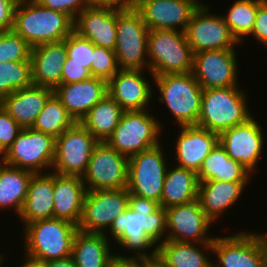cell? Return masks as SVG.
I'll return each instance as SVG.
<instances>
[{
	"mask_svg": "<svg viewBox=\"0 0 267 267\" xmlns=\"http://www.w3.org/2000/svg\"><path fill=\"white\" fill-rule=\"evenodd\" d=\"M119 247L135 255L117 254V261H139L156 257L157 244L166 240L165 208L151 199L130 195L129 207L108 228ZM164 235V236H163ZM161 240V241H160ZM151 253L146 252L151 249ZM146 250V251H145Z\"/></svg>",
	"mask_w": 267,
	"mask_h": 267,
	"instance_id": "1",
	"label": "cell"
},
{
	"mask_svg": "<svg viewBox=\"0 0 267 267\" xmlns=\"http://www.w3.org/2000/svg\"><path fill=\"white\" fill-rule=\"evenodd\" d=\"M73 25L74 21L63 12L35 0H18L12 30L33 48L64 41L73 32Z\"/></svg>",
	"mask_w": 267,
	"mask_h": 267,
	"instance_id": "2",
	"label": "cell"
},
{
	"mask_svg": "<svg viewBox=\"0 0 267 267\" xmlns=\"http://www.w3.org/2000/svg\"><path fill=\"white\" fill-rule=\"evenodd\" d=\"M247 94L240 86L203 89L198 127L221 133L245 123L252 116L247 106Z\"/></svg>",
	"mask_w": 267,
	"mask_h": 267,
	"instance_id": "3",
	"label": "cell"
},
{
	"mask_svg": "<svg viewBox=\"0 0 267 267\" xmlns=\"http://www.w3.org/2000/svg\"><path fill=\"white\" fill-rule=\"evenodd\" d=\"M23 228L24 254L46 262L72 255L77 225L63 219L49 218L33 221Z\"/></svg>",
	"mask_w": 267,
	"mask_h": 267,
	"instance_id": "4",
	"label": "cell"
},
{
	"mask_svg": "<svg viewBox=\"0 0 267 267\" xmlns=\"http://www.w3.org/2000/svg\"><path fill=\"white\" fill-rule=\"evenodd\" d=\"M158 100L164 102L180 126L197 125L203 89L192 72L154 76Z\"/></svg>",
	"mask_w": 267,
	"mask_h": 267,
	"instance_id": "5",
	"label": "cell"
},
{
	"mask_svg": "<svg viewBox=\"0 0 267 267\" xmlns=\"http://www.w3.org/2000/svg\"><path fill=\"white\" fill-rule=\"evenodd\" d=\"M148 62L153 76L192 72L193 53L185 32L149 30Z\"/></svg>",
	"mask_w": 267,
	"mask_h": 267,
	"instance_id": "6",
	"label": "cell"
},
{
	"mask_svg": "<svg viewBox=\"0 0 267 267\" xmlns=\"http://www.w3.org/2000/svg\"><path fill=\"white\" fill-rule=\"evenodd\" d=\"M149 29L136 9L116 10L115 55L119 69L148 70Z\"/></svg>",
	"mask_w": 267,
	"mask_h": 267,
	"instance_id": "7",
	"label": "cell"
},
{
	"mask_svg": "<svg viewBox=\"0 0 267 267\" xmlns=\"http://www.w3.org/2000/svg\"><path fill=\"white\" fill-rule=\"evenodd\" d=\"M146 110L124 111L113 134L106 140L128 158L161 143L162 123Z\"/></svg>",
	"mask_w": 267,
	"mask_h": 267,
	"instance_id": "8",
	"label": "cell"
},
{
	"mask_svg": "<svg viewBox=\"0 0 267 267\" xmlns=\"http://www.w3.org/2000/svg\"><path fill=\"white\" fill-rule=\"evenodd\" d=\"M162 146V143H159L129 158L127 184L130 195L151 199L160 206L165 174L169 166Z\"/></svg>",
	"mask_w": 267,
	"mask_h": 267,
	"instance_id": "9",
	"label": "cell"
},
{
	"mask_svg": "<svg viewBox=\"0 0 267 267\" xmlns=\"http://www.w3.org/2000/svg\"><path fill=\"white\" fill-rule=\"evenodd\" d=\"M55 141L52 135L24 128L0 159L8 165L35 174L46 173L45 170L50 171V167L52 171Z\"/></svg>",
	"mask_w": 267,
	"mask_h": 267,
	"instance_id": "10",
	"label": "cell"
},
{
	"mask_svg": "<svg viewBox=\"0 0 267 267\" xmlns=\"http://www.w3.org/2000/svg\"><path fill=\"white\" fill-rule=\"evenodd\" d=\"M98 142L80 122H76L56 138L51 172L82 177Z\"/></svg>",
	"mask_w": 267,
	"mask_h": 267,
	"instance_id": "11",
	"label": "cell"
},
{
	"mask_svg": "<svg viewBox=\"0 0 267 267\" xmlns=\"http://www.w3.org/2000/svg\"><path fill=\"white\" fill-rule=\"evenodd\" d=\"M129 158L106 141L98 142L82 176L87 191L127 188Z\"/></svg>",
	"mask_w": 267,
	"mask_h": 267,
	"instance_id": "12",
	"label": "cell"
},
{
	"mask_svg": "<svg viewBox=\"0 0 267 267\" xmlns=\"http://www.w3.org/2000/svg\"><path fill=\"white\" fill-rule=\"evenodd\" d=\"M127 188L86 191L78 230L90 233H106L111 223L129 207Z\"/></svg>",
	"mask_w": 267,
	"mask_h": 267,
	"instance_id": "13",
	"label": "cell"
},
{
	"mask_svg": "<svg viewBox=\"0 0 267 267\" xmlns=\"http://www.w3.org/2000/svg\"><path fill=\"white\" fill-rule=\"evenodd\" d=\"M210 8L201 4L194 12L185 30L192 53L213 50H236L239 44L222 15L210 14Z\"/></svg>",
	"mask_w": 267,
	"mask_h": 267,
	"instance_id": "14",
	"label": "cell"
},
{
	"mask_svg": "<svg viewBox=\"0 0 267 267\" xmlns=\"http://www.w3.org/2000/svg\"><path fill=\"white\" fill-rule=\"evenodd\" d=\"M213 267H267V254L257 233L241 231L224 237H214Z\"/></svg>",
	"mask_w": 267,
	"mask_h": 267,
	"instance_id": "15",
	"label": "cell"
},
{
	"mask_svg": "<svg viewBox=\"0 0 267 267\" xmlns=\"http://www.w3.org/2000/svg\"><path fill=\"white\" fill-rule=\"evenodd\" d=\"M167 221L166 240L187 243L213 242L209 237L212 221L201 209L199 199L173 205L165 209Z\"/></svg>",
	"mask_w": 267,
	"mask_h": 267,
	"instance_id": "16",
	"label": "cell"
},
{
	"mask_svg": "<svg viewBox=\"0 0 267 267\" xmlns=\"http://www.w3.org/2000/svg\"><path fill=\"white\" fill-rule=\"evenodd\" d=\"M264 142L261 125L253 115L245 123L219 133V143L227 155L238 161L251 174L257 170L256 166L262 156Z\"/></svg>",
	"mask_w": 267,
	"mask_h": 267,
	"instance_id": "17",
	"label": "cell"
},
{
	"mask_svg": "<svg viewBox=\"0 0 267 267\" xmlns=\"http://www.w3.org/2000/svg\"><path fill=\"white\" fill-rule=\"evenodd\" d=\"M236 50L202 51L193 54L192 74L202 89L237 86Z\"/></svg>",
	"mask_w": 267,
	"mask_h": 267,
	"instance_id": "18",
	"label": "cell"
},
{
	"mask_svg": "<svg viewBox=\"0 0 267 267\" xmlns=\"http://www.w3.org/2000/svg\"><path fill=\"white\" fill-rule=\"evenodd\" d=\"M201 4L199 0H138L136 10L149 30L185 32Z\"/></svg>",
	"mask_w": 267,
	"mask_h": 267,
	"instance_id": "19",
	"label": "cell"
},
{
	"mask_svg": "<svg viewBox=\"0 0 267 267\" xmlns=\"http://www.w3.org/2000/svg\"><path fill=\"white\" fill-rule=\"evenodd\" d=\"M147 70L120 69L108 82V95L113 98L124 111L145 110L153 97L151 82L144 77Z\"/></svg>",
	"mask_w": 267,
	"mask_h": 267,
	"instance_id": "20",
	"label": "cell"
},
{
	"mask_svg": "<svg viewBox=\"0 0 267 267\" xmlns=\"http://www.w3.org/2000/svg\"><path fill=\"white\" fill-rule=\"evenodd\" d=\"M179 136L175 142L174 158L177 166L199 171L203 160L219 143V134L207 129L194 126H180Z\"/></svg>",
	"mask_w": 267,
	"mask_h": 267,
	"instance_id": "21",
	"label": "cell"
},
{
	"mask_svg": "<svg viewBox=\"0 0 267 267\" xmlns=\"http://www.w3.org/2000/svg\"><path fill=\"white\" fill-rule=\"evenodd\" d=\"M73 31L93 45L115 50L116 10L89 6L76 16Z\"/></svg>",
	"mask_w": 267,
	"mask_h": 267,
	"instance_id": "22",
	"label": "cell"
},
{
	"mask_svg": "<svg viewBox=\"0 0 267 267\" xmlns=\"http://www.w3.org/2000/svg\"><path fill=\"white\" fill-rule=\"evenodd\" d=\"M54 94L73 119L80 122L87 112L108 94L107 81L92 76L81 82L61 84L54 90Z\"/></svg>",
	"mask_w": 267,
	"mask_h": 267,
	"instance_id": "23",
	"label": "cell"
},
{
	"mask_svg": "<svg viewBox=\"0 0 267 267\" xmlns=\"http://www.w3.org/2000/svg\"><path fill=\"white\" fill-rule=\"evenodd\" d=\"M66 58L67 49L64 41L31 48L33 85L55 90L61 85L62 68Z\"/></svg>",
	"mask_w": 267,
	"mask_h": 267,
	"instance_id": "24",
	"label": "cell"
},
{
	"mask_svg": "<svg viewBox=\"0 0 267 267\" xmlns=\"http://www.w3.org/2000/svg\"><path fill=\"white\" fill-rule=\"evenodd\" d=\"M54 90L33 85L14 91L2 99V108L24 129L31 128Z\"/></svg>",
	"mask_w": 267,
	"mask_h": 267,
	"instance_id": "25",
	"label": "cell"
},
{
	"mask_svg": "<svg viewBox=\"0 0 267 267\" xmlns=\"http://www.w3.org/2000/svg\"><path fill=\"white\" fill-rule=\"evenodd\" d=\"M23 226L42 219L54 218V173H36L30 181L26 199L18 216Z\"/></svg>",
	"mask_w": 267,
	"mask_h": 267,
	"instance_id": "26",
	"label": "cell"
},
{
	"mask_svg": "<svg viewBox=\"0 0 267 267\" xmlns=\"http://www.w3.org/2000/svg\"><path fill=\"white\" fill-rule=\"evenodd\" d=\"M248 183L217 180L199 182L198 199L201 209L215 223L223 211L234 206L235 202L240 199Z\"/></svg>",
	"mask_w": 267,
	"mask_h": 267,
	"instance_id": "27",
	"label": "cell"
},
{
	"mask_svg": "<svg viewBox=\"0 0 267 267\" xmlns=\"http://www.w3.org/2000/svg\"><path fill=\"white\" fill-rule=\"evenodd\" d=\"M86 191L82 177L54 173V218L78 225Z\"/></svg>",
	"mask_w": 267,
	"mask_h": 267,
	"instance_id": "28",
	"label": "cell"
},
{
	"mask_svg": "<svg viewBox=\"0 0 267 267\" xmlns=\"http://www.w3.org/2000/svg\"><path fill=\"white\" fill-rule=\"evenodd\" d=\"M110 249V239L104 234L78 230L71 256L76 267H113L116 254Z\"/></svg>",
	"mask_w": 267,
	"mask_h": 267,
	"instance_id": "29",
	"label": "cell"
},
{
	"mask_svg": "<svg viewBox=\"0 0 267 267\" xmlns=\"http://www.w3.org/2000/svg\"><path fill=\"white\" fill-rule=\"evenodd\" d=\"M212 245L213 242L197 244L165 240L157 245L156 258L166 267H213V261L205 254V251H213Z\"/></svg>",
	"mask_w": 267,
	"mask_h": 267,
	"instance_id": "30",
	"label": "cell"
},
{
	"mask_svg": "<svg viewBox=\"0 0 267 267\" xmlns=\"http://www.w3.org/2000/svg\"><path fill=\"white\" fill-rule=\"evenodd\" d=\"M251 173L238 161L231 159L225 149L218 143L197 172L198 182L217 180L227 182H248Z\"/></svg>",
	"mask_w": 267,
	"mask_h": 267,
	"instance_id": "31",
	"label": "cell"
},
{
	"mask_svg": "<svg viewBox=\"0 0 267 267\" xmlns=\"http://www.w3.org/2000/svg\"><path fill=\"white\" fill-rule=\"evenodd\" d=\"M34 174L31 171L8 165L0 159V210L13 208L19 216Z\"/></svg>",
	"mask_w": 267,
	"mask_h": 267,
	"instance_id": "32",
	"label": "cell"
},
{
	"mask_svg": "<svg viewBox=\"0 0 267 267\" xmlns=\"http://www.w3.org/2000/svg\"><path fill=\"white\" fill-rule=\"evenodd\" d=\"M165 174L161 206L165 209L198 199L197 173L193 170L170 165Z\"/></svg>",
	"mask_w": 267,
	"mask_h": 267,
	"instance_id": "33",
	"label": "cell"
},
{
	"mask_svg": "<svg viewBox=\"0 0 267 267\" xmlns=\"http://www.w3.org/2000/svg\"><path fill=\"white\" fill-rule=\"evenodd\" d=\"M124 110L108 94L95 104L80 123L99 141H106L118 125Z\"/></svg>",
	"mask_w": 267,
	"mask_h": 267,
	"instance_id": "34",
	"label": "cell"
},
{
	"mask_svg": "<svg viewBox=\"0 0 267 267\" xmlns=\"http://www.w3.org/2000/svg\"><path fill=\"white\" fill-rule=\"evenodd\" d=\"M76 123L68 113L60 99L53 93L35 119L32 129L52 135L60 136L65 130Z\"/></svg>",
	"mask_w": 267,
	"mask_h": 267,
	"instance_id": "35",
	"label": "cell"
},
{
	"mask_svg": "<svg viewBox=\"0 0 267 267\" xmlns=\"http://www.w3.org/2000/svg\"><path fill=\"white\" fill-rule=\"evenodd\" d=\"M262 2L261 0H235L227 14L222 15L239 43H243L245 36H251L257 10Z\"/></svg>",
	"mask_w": 267,
	"mask_h": 267,
	"instance_id": "36",
	"label": "cell"
},
{
	"mask_svg": "<svg viewBox=\"0 0 267 267\" xmlns=\"http://www.w3.org/2000/svg\"><path fill=\"white\" fill-rule=\"evenodd\" d=\"M33 86L31 60L0 63V97Z\"/></svg>",
	"mask_w": 267,
	"mask_h": 267,
	"instance_id": "37",
	"label": "cell"
},
{
	"mask_svg": "<svg viewBox=\"0 0 267 267\" xmlns=\"http://www.w3.org/2000/svg\"><path fill=\"white\" fill-rule=\"evenodd\" d=\"M31 47L13 30L0 32V63L30 60Z\"/></svg>",
	"mask_w": 267,
	"mask_h": 267,
	"instance_id": "38",
	"label": "cell"
},
{
	"mask_svg": "<svg viewBox=\"0 0 267 267\" xmlns=\"http://www.w3.org/2000/svg\"><path fill=\"white\" fill-rule=\"evenodd\" d=\"M119 70L114 50L94 45L91 76L108 82Z\"/></svg>",
	"mask_w": 267,
	"mask_h": 267,
	"instance_id": "39",
	"label": "cell"
},
{
	"mask_svg": "<svg viewBox=\"0 0 267 267\" xmlns=\"http://www.w3.org/2000/svg\"><path fill=\"white\" fill-rule=\"evenodd\" d=\"M64 42L66 44L69 63L83 65V67L90 71L94 51L92 42L79 36L74 31L64 40Z\"/></svg>",
	"mask_w": 267,
	"mask_h": 267,
	"instance_id": "40",
	"label": "cell"
},
{
	"mask_svg": "<svg viewBox=\"0 0 267 267\" xmlns=\"http://www.w3.org/2000/svg\"><path fill=\"white\" fill-rule=\"evenodd\" d=\"M23 128L3 108L0 109V157Z\"/></svg>",
	"mask_w": 267,
	"mask_h": 267,
	"instance_id": "41",
	"label": "cell"
},
{
	"mask_svg": "<svg viewBox=\"0 0 267 267\" xmlns=\"http://www.w3.org/2000/svg\"><path fill=\"white\" fill-rule=\"evenodd\" d=\"M40 5L63 12L68 15L73 21L76 16L85 8L91 6L90 0H35Z\"/></svg>",
	"mask_w": 267,
	"mask_h": 267,
	"instance_id": "42",
	"label": "cell"
},
{
	"mask_svg": "<svg viewBox=\"0 0 267 267\" xmlns=\"http://www.w3.org/2000/svg\"><path fill=\"white\" fill-rule=\"evenodd\" d=\"M90 77L92 76L87 68L77 63H69V58H66L62 68L61 84L81 82Z\"/></svg>",
	"mask_w": 267,
	"mask_h": 267,
	"instance_id": "43",
	"label": "cell"
},
{
	"mask_svg": "<svg viewBox=\"0 0 267 267\" xmlns=\"http://www.w3.org/2000/svg\"><path fill=\"white\" fill-rule=\"evenodd\" d=\"M256 41L267 47V1H263L257 10L256 20L251 34Z\"/></svg>",
	"mask_w": 267,
	"mask_h": 267,
	"instance_id": "44",
	"label": "cell"
},
{
	"mask_svg": "<svg viewBox=\"0 0 267 267\" xmlns=\"http://www.w3.org/2000/svg\"><path fill=\"white\" fill-rule=\"evenodd\" d=\"M18 0H0V32L12 30Z\"/></svg>",
	"mask_w": 267,
	"mask_h": 267,
	"instance_id": "45",
	"label": "cell"
},
{
	"mask_svg": "<svg viewBox=\"0 0 267 267\" xmlns=\"http://www.w3.org/2000/svg\"><path fill=\"white\" fill-rule=\"evenodd\" d=\"M138 0H90L93 7L108 8L118 11L136 9Z\"/></svg>",
	"mask_w": 267,
	"mask_h": 267,
	"instance_id": "46",
	"label": "cell"
},
{
	"mask_svg": "<svg viewBox=\"0 0 267 267\" xmlns=\"http://www.w3.org/2000/svg\"><path fill=\"white\" fill-rule=\"evenodd\" d=\"M47 267H76L72 256L47 262Z\"/></svg>",
	"mask_w": 267,
	"mask_h": 267,
	"instance_id": "47",
	"label": "cell"
},
{
	"mask_svg": "<svg viewBox=\"0 0 267 267\" xmlns=\"http://www.w3.org/2000/svg\"><path fill=\"white\" fill-rule=\"evenodd\" d=\"M26 260L20 265V267H47V262L41 259L34 258L28 254L24 255Z\"/></svg>",
	"mask_w": 267,
	"mask_h": 267,
	"instance_id": "48",
	"label": "cell"
},
{
	"mask_svg": "<svg viewBox=\"0 0 267 267\" xmlns=\"http://www.w3.org/2000/svg\"><path fill=\"white\" fill-rule=\"evenodd\" d=\"M113 267H144V259L139 261H117Z\"/></svg>",
	"mask_w": 267,
	"mask_h": 267,
	"instance_id": "49",
	"label": "cell"
},
{
	"mask_svg": "<svg viewBox=\"0 0 267 267\" xmlns=\"http://www.w3.org/2000/svg\"><path fill=\"white\" fill-rule=\"evenodd\" d=\"M144 267H166L156 257L144 259Z\"/></svg>",
	"mask_w": 267,
	"mask_h": 267,
	"instance_id": "50",
	"label": "cell"
},
{
	"mask_svg": "<svg viewBox=\"0 0 267 267\" xmlns=\"http://www.w3.org/2000/svg\"><path fill=\"white\" fill-rule=\"evenodd\" d=\"M263 242L264 248H265V252L267 254V233H263V234H258Z\"/></svg>",
	"mask_w": 267,
	"mask_h": 267,
	"instance_id": "51",
	"label": "cell"
},
{
	"mask_svg": "<svg viewBox=\"0 0 267 267\" xmlns=\"http://www.w3.org/2000/svg\"><path fill=\"white\" fill-rule=\"evenodd\" d=\"M3 261H6L2 252L0 253V267L3 266Z\"/></svg>",
	"mask_w": 267,
	"mask_h": 267,
	"instance_id": "52",
	"label": "cell"
},
{
	"mask_svg": "<svg viewBox=\"0 0 267 267\" xmlns=\"http://www.w3.org/2000/svg\"><path fill=\"white\" fill-rule=\"evenodd\" d=\"M2 108V98L0 97V109Z\"/></svg>",
	"mask_w": 267,
	"mask_h": 267,
	"instance_id": "53",
	"label": "cell"
}]
</instances>
